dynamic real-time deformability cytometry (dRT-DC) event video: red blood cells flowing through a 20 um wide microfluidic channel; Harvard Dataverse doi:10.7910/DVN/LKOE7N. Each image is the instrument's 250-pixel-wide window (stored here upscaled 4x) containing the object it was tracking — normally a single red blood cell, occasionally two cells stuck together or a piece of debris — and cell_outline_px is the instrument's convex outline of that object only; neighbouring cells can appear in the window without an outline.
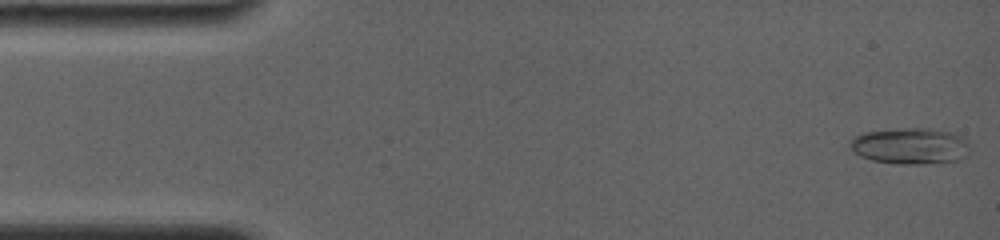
{"species": "common noctule bat (a hibernating species)", "species_latin": "Nyctalus noctula", "temperature_condition": "room temperature", "stored_images_in_passage": 6, "camera_frame_rate_fps": 4000, "um_per_image_px": 0.085, "animal": {"sex": "female", "body_mass_g": 19.0, "forearm_length_mm": 56.7}, "frame": {"image": 1, "passage_image": 1, "time_ms": 0.0, "image_size_px": [1000, 240], "cell_outline_px": [[968, 156], [960, 160], [920, 164], [892, 164], [872, 160], [860, 156], [852, 152], [848, 144], [856, 136], [864, 132], [904, 128], [928, 128], [948, 132], [960, 136], [968, 144]], "centroid_in_image_um": [77.34, 12.42], "position_along_channel_um": 7.7, "area_um2": 25.32}}
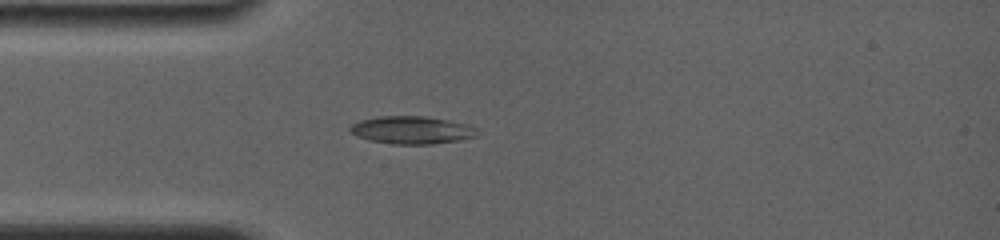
{"frame": {"image": 2, "passage_image": 6, "time_ms": 4.0, "image_size_px": [1000, 240], "cell_outline_px": [[480, 132], [476, 136], [460, 140], [432, 144], [392, 144], [368, 140], [356, 136], [348, 128], [352, 124], [360, 120], [380, 116], [428, 116], [468, 124], [476, 128]], "centroid_in_image_um": [35.02, 11.05], "position_along_channel_um": 50.0, "area_um2": 20.69}}